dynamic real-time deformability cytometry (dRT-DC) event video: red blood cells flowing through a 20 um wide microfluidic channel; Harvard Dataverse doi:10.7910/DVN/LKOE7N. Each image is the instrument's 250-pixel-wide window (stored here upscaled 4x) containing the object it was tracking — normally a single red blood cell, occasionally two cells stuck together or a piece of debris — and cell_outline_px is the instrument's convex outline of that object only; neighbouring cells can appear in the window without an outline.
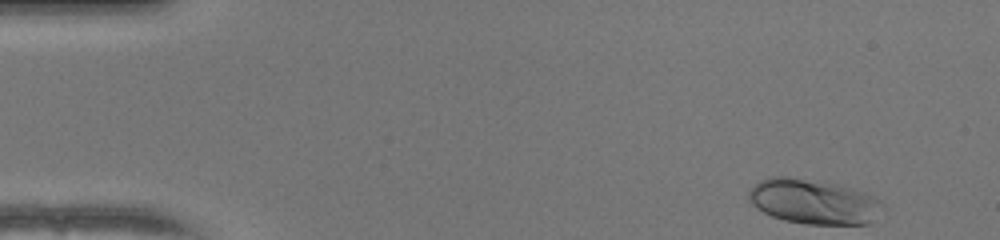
{"species": "human", "species_latin": "Homo sapiens", "temperature_condition": "warm", "stored_images_in_passage": 48, "camera_frame_rate_fps": 3000, "um_per_image_px": 0.085, "donor": {"sex": "female"}, "frame": {"image": 1, "passage_image": 1, "time_ms": 0.0, "image_size_px": [1000, 240], "cell_outline_px": [[884, 208], [868, 224], [804, 224], [784, 220], [772, 216], [756, 208], [748, 200], [748, 192], [760, 180], [772, 176], [788, 176], [824, 180], [852, 188], [876, 196], [884, 204]], "centroid_in_image_um": [69.17, 17.12], "position_along_channel_um": 15.8, "area_um2": 35.55}}
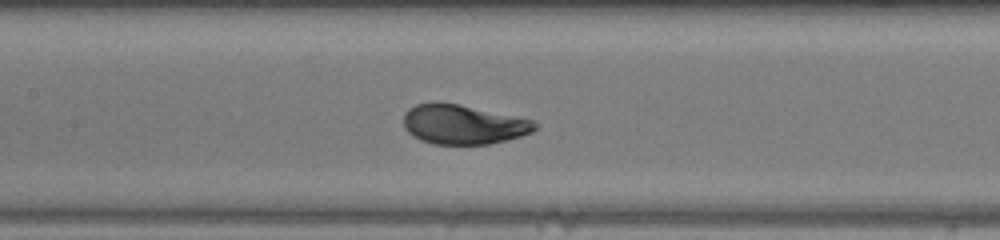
{"frame": {"image": 2, "passage_image": 21, "time_ms": 6.667, "image_size_px": [1000, 240], "cell_outline_px": [[540, 124], [532, 132], [508, 140], [492, 144], [432, 144], [420, 140], [412, 136], [404, 128], [404, 112], [408, 108], [416, 104], [432, 100], [436, 100], [460, 104], [532, 120]], "centroid_in_image_um": [39.33, 10.56], "position_along_channel_um": 168.1, "area_um2": 30.75}}
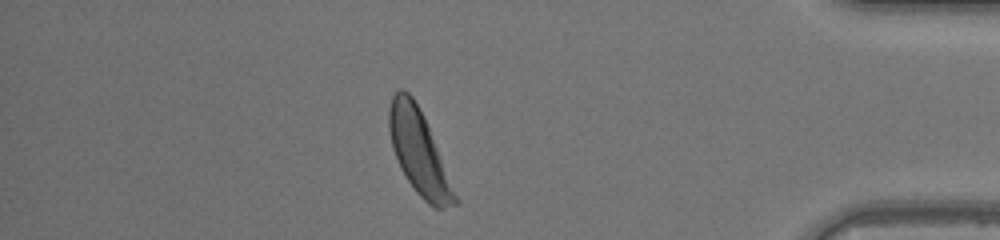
{"frame": {"image": 3, "passage_image": 41, "time_ms": 13.333, "image_size_px": [1000, 240], "cell_outline_px": [[460, 200], [456, 204], [444, 208], [432, 208], [416, 192], [400, 168], [392, 148], [388, 128], [388, 108], [392, 96], [400, 88], [408, 92], [412, 96], [424, 116]], "centroid_in_image_um": [35.61, 12.95], "position_along_channel_um": 399.6, "area_um2": 32.31}, "authors_computed_cell_mechanics": {"area_um2": 30.8652, "velocity_mm_per_s": 4.0563, "shape_relaxation_time_tau1_ms": 2.1857, "shape_relaxation_time_tau2_ms": null, "deformation_change_tau1": 0.1497, "deformation_change_tau2": null}}